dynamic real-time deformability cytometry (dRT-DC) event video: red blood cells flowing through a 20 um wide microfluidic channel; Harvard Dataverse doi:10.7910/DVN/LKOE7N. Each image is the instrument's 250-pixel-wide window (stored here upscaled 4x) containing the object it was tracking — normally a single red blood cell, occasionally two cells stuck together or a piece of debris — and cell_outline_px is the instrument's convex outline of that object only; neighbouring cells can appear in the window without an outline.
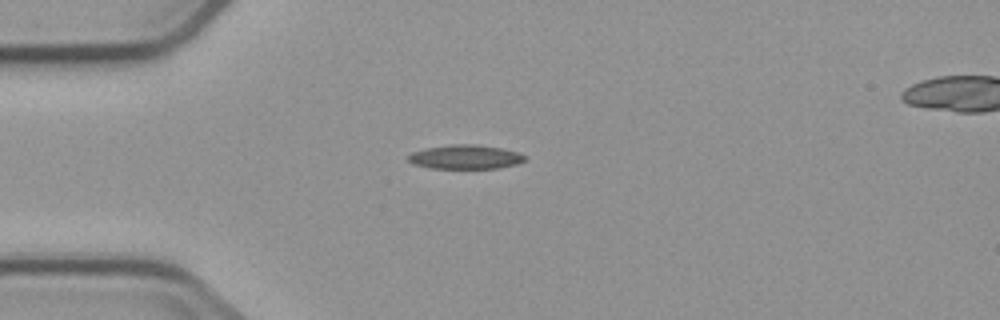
{"species": "common noctule bat (a hibernating species)", "species_latin": "Nyctalus noctula", "temperature_condition": "cold", "stored_images_in_passage": 4, "camera_frame_rate_fps": 3000, "um_per_image_px": 0.085, "animal": {"sex": "male", "body_mass_g": 23.1, "forearm_length_mm": 52.7}, "frame": {"image": 1, "passage_image": 3, "time_ms": 2.333, "image_size_px": [1000, 320], "cell_outline_px": [[528, 160], [516, 164], [496, 168], [428, 168], [412, 164], [408, 160], [408, 156], [412, 152], [424, 148], [452, 144], [476, 144], [500, 148], [516, 152], [528, 156]], "centroid_in_image_um": [39.55, 13.34], "position_along_channel_um": 45.5, "area_um2": 16.47}}